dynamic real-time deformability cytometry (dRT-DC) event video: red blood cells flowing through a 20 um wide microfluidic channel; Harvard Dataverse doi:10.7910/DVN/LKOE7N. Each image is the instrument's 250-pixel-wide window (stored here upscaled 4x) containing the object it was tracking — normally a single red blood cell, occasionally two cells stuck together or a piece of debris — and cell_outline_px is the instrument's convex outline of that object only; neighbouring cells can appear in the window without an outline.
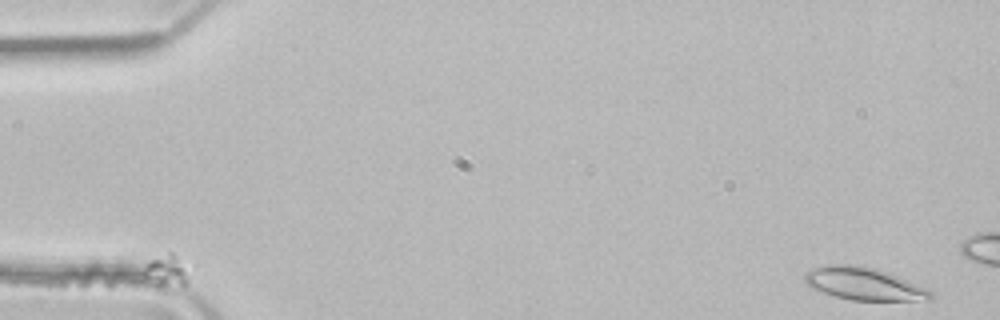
{"species": "common noctule bat (a hibernating species)", "species_latin": "Nyctalus noctula", "temperature_condition": "room temperature", "stored_images_in_passage": 4, "camera_frame_rate_fps": 3000, "um_per_image_px": 0.085, "animal": {"sex": "male", "body_mass_g": 21.5, "forearm_length_mm": 52.0}, "frame": {"image": 1, "passage_image": 1, "time_ms": 0.0, "image_size_px": [1000, 320], "cell_outline_px": [[932, 300], [852, 300], [836, 296], [812, 288], [804, 280], [804, 272], [824, 264], [848, 264], [876, 268], [888, 272], [928, 288], [932, 292]], "centroid_in_image_um": [73.44, 24.11], "position_along_channel_um": 11.6, "area_um2": 23.87}}